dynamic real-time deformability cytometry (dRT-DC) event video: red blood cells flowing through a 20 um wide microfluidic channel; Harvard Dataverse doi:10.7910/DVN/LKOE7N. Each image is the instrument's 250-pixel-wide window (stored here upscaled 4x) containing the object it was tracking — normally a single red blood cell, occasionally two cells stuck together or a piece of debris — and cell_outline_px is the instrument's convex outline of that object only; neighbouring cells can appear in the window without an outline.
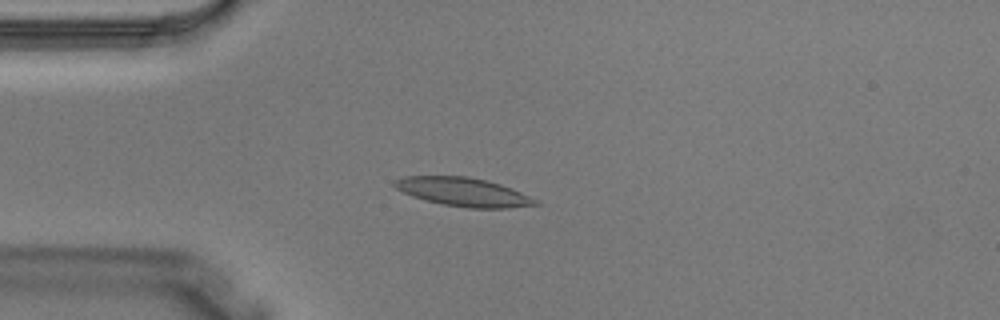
{"species": "Egyptian fruit bat (a non-hibernating species)", "species_latin": "Rousettus aegyptiacus", "temperature_condition": "warm", "stored_images_in_passage": 4, "camera_frame_rate_fps": 3000, "um_per_image_px": 0.085, "animal": {"sex": "male"}, "frame": {"image": 1, "passage_image": 3, "time_ms": 0.667, "image_size_px": [1000, 320], "cell_outline_px": [[540, 204], [508, 208], [468, 208], [444, 204], [424, 200], [412, 196], [396, 188], [392, 184], [392, 180], [404, 176], [468, 176], [488, 180], [500, 184], [520, 192], [536, 200]], "centroid_in_image_um": [39.33, 16.31], "position_along_channel_um": 45.7, "area_um2": 23.41}}